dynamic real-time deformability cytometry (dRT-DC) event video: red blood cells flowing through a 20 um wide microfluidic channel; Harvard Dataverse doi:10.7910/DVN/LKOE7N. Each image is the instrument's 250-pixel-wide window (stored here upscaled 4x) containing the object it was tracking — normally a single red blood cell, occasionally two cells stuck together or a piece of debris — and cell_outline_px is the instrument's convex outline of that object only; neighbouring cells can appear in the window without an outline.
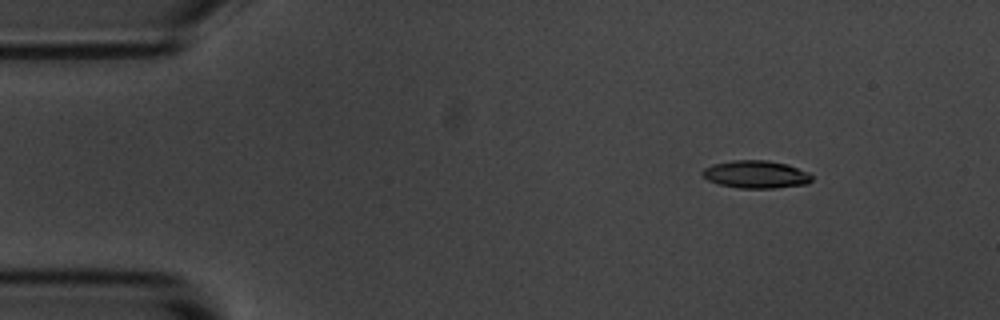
{"species": "common noctule bat (a hibernating species)", "species_latin": "Nyctalus noctula", "temperature_condition": "room temperature", "stored_images_in_passage": 6, "camera_frame_rate_fps": 3000, "um_per_image_px": 0.085, "animal": {"sex": "male", "body_mass_g": 20.1, "forearm_length_mm": 53.5}, "frame": {"image": 1, "passage_image": 1, "time_ms": 0.0, "image_size_px": [1000, 320], "cell_outline_px": [[812, 180], [808, 184], [776, 188], [740, 188], [720, 184], [708, 180], [700, 172], [704, 168], [712, 164], [732, 160], [768, 160], [788, 164], [808, 172], [812, 176]], "centroid_in_image_um": [64.27, 14.81], "position_along_channel_um": 20.7, "area_um2": 17.74}}
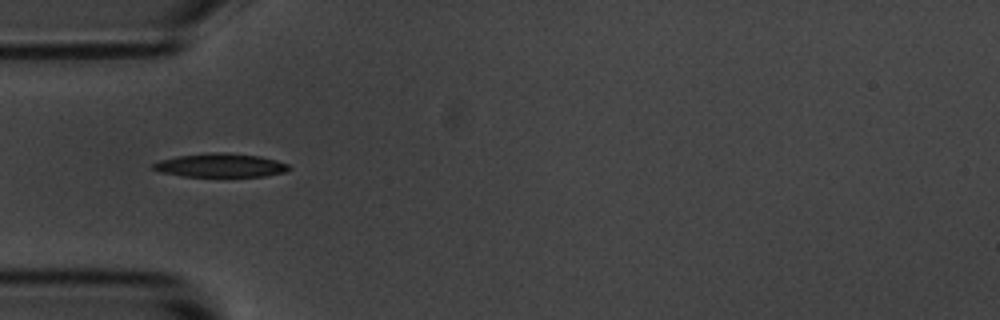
{"frame": {"image": 2, "passage_image": 4, "time_ms": 3.333, "image_size_px": [1000, 320], "cell_outline_px": [[292, 168], [284, 172], [264, 176], [184, 176], [160, 172], [152, 168], [152, 164], [160, 160], [176, 156], [212, 152], [228, 152], [260, 156], [276, 160], [288, 164]], "centroid_in_image_um": [18.74, 14.04], "position_along_channel_um": 66.3, "area_um2": 18.73}}
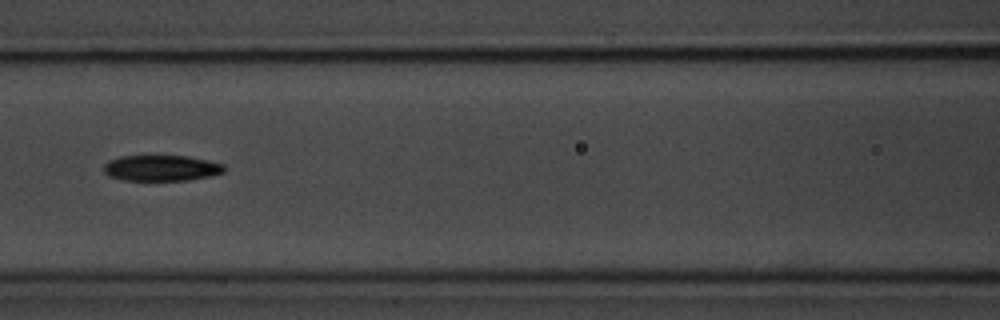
{"frame": {"image": 3, "passage_image": 6, "time_ms": 5.667, "image_size_px": [1000, 320], "cell_outline_px": [[224, 172], [208, 176], [188, 180], [124, 180], [108, 176], [104, 172], [104, 164], [108, 160], [120, 156], [188, 156], [208, 160], [224, 164]], "centroid_in_image_um": [13.69, 14.28], "position_along_channel_um": 152.9, "area_um2": 18.09}}